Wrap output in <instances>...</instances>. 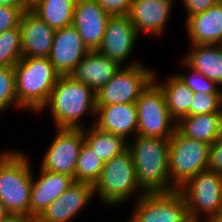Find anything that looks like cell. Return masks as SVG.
I'll return each mask as SVG.
<instances>
[{"label":"cell","mask_w":222,"mask_h":222,"mask_svg":"<svg viewBox=\"0 0 222 222\" xmlns=\"http://www.w3.org/2000/svg\"><path fill=\"white\" fill-rule=\"evenodd\" d=\"M44 112L52 118L54 128L84 129L87 123L84 119L88 116L92 117L88 126L95 124L96 94L90 87L72 76H60L47 103L37 115Z\"/></svg>","instance_id":"6da1fadb"},{"label":"cell","mask_w":222,"mask_h":222,"mask_svg":"<svg viewBox=\"0 0 222 222\" xmlns=\"http://www.w3.org/2000/svg\"><path fill=\"white\" fill-rule=\"evenodd\" d=\"M136 180L144 193L175 191L169 172V139L136 135L127 141Z\"/></svg>","instance_id":"7a4b0ae2"},{"label":"cell","mask_w":222,"mask_h":222,"mask_svg":"<svg viewBox=\"0 0 222 222\" xmlns=\"http://www.w3.org/2000/svg\"><path fill=\"white\" fill-rule=\"evenodd\" d=\"M26 151L0 150V201L10 214L30 215L33 159Z\"/></svg>","instance_id":"3957f363"},{"label":"cell","mask_w":222,"mask_h":222,"mask_svg":"<svg viewBox=\"0 0 222 222\" xmlns=\"http://www.w3.org/2000/svg\"><path fill=\"white\" fill-rule=\"evenodd\" d=\"M13 69L20 113L28 111L36 116L47 103L60 75L49 58H22Z\"/></svg>","instance_id":"277c9868"},{"label":"cell","mask_w":222,"mask_h":222,"mask_svg":"<svg viewBox=\"0 0 222 222\" xmlns=\"http://www.w3.org/2000/svg\"><path fill=\"white\" fill-rule=\"evenodd\" d=\"M95 199L113 209L121 204L137 201L144 192L140 189L135 167L128 149L104 163L99 179L93 185Z\"/></svg>","instance_id":"5b68a950"},{"label":"cell","mask_w":222,"mask_h":222,"mask_svg":"<svg viewBox=\"0 0 222 222\" xmlns=\"http://www.w3.org/2000/svg\"><path fill=\"white\" fill-rule=\"evenodd\" d=\"M191 222H210L222 209V174L206 169L178 189Z\"/></svg>","instance_id":"8992f818"},{"label":"cell","mask_w":222,"mask_h":222,"mask_svg":"<svg viewBox=\"0 0 222 222\" xmlns=\"http://www.w3.org/2000/svg\"><path fill=\"white\" fill-rule=\"evenodd\" d=\"M210 145L182 135L177 129L169 138L171 185L178 190L190 178L208 169Z\"/></svg>","instance_id":"52a82bcc"},{"label":"cell","mask_w":222,"mask_h":222,"mask_svg":"<svg viewBox=\"0 0 222 222\" xmlns=\"http://www.w3.org/2000/svg\"><path fill=\"white\" fill-rule=\"evenodd\" d=\"M154 70L148 64L121 66L96 94V106L135 103L153 81Z\"/></svg>","instance_id":"ba28073f"},{"label":"cell","mask_w":222,"mask_h":222,"mask_svg":"<svg viewBox=\"0 0 222 222\" xmlns=\"http://www.w3.org/2000/svg\"><path fill=\"white\" fill-rule=\"evenodd\" d=\"M138 116L137 135L169 139L176 130L163 91L152 81L135 102Z\"/></svg>","instance_id":"9c48e42d"},{"label":"cell","mask_w":222,"mask_h":222,"mask_svg":"<svg viewBox=\"0 0 222 222\" xmlns=\"http://www.w3.org/2000/svg\"><path fill=\"white\" fill-rule=\"evenodd\" d=\"M132 205L127 222H191L186 201L179 190L144 193Z\"/></svg>","instance_id":"30bf717a"},{"label":"cell","mask_w":222,"mask_h":222,"mask_svg":"<svg viewBox=\"0 0 222 222\" xmlns=\"http://www.w3.org/2000/svg\"><path fill=\"white\" fill-rule=\"evenodd\" d=\"M46 152L41 158L40 169L65 174L74 178L80 148L84 142L83 129L55 127Z\"/></svg>","instance_id":"8fae6325"},{"label":"cell","mask_w":222,"mask_h":222,"mask_svg":"<svg viewBox=\"0 0 222 222\" xmlns=\"http://www.w3.org/2000/svg\"><path fill=\"white\" fill-rule=\"evenodd\" d=\"M139 36L127 15L110 16L101 45L97 51L117 62L120 66L141 64L143 62H140L138 59L132 60L133 56H135L133 54L136 51Z\"/></svg>","instance_id":"7c38bea8"},{"label":"cell","mask_w":222,"mask_h":222,"mask_svg":"<svg viewBox=\"0 0 222 222\" xmlns=\"http://www.w3.org/2000/svg\"><path fill=\"white\" fill-rule=\"evenodd\" d=\"M175 3L171 0H133L127 16L140 36L143 33V36L157 39L165 35Z\"/></svg>","instance_id":"4fadbf2b"},{"label":"cell","mask_w":222,"mask_h":222,"mask_svg":"<svg viewBox=\"0 0 222 222\" xmlns=\"http://www.w3.org/2000/svg\"><path fill=\"white\" fill-rule=\"evenodd\" d=\"M93 185L75 182L37 218L38 222H73L94 200ZM91 202V203H90ZM90 203V204H89Z\"/></svg>","instance_id":"5bb4252c"},{"label":"cell","mask_w":222,"mask_h":222,"mask_svg":"<svg viewBox=\"0 0 222 222\" xmlns=\"http://www.w3.org/2000/svg\"><path fill=\"white\" fill-rule=\"evenodd\" d=\"M88 53L77 29L70 25L55 30L48 58L60 76H69Z\"/></svg>","instance_id":"9a60e30c"},{"label":"cell","mask_w":222,"mask_h":222,"mask_svg":"<svg viewBox=\"0 0 222 222\" xmlns=\"http://www.w3.org/2000/svg\"><path fill=\"white\" fill-rule=\"evenodd\" d=\"M109 17L96 0H76L73 26L89 51L101 45Z\"/></svg>","instance_id":"2e32d148"},{"label":"cell","mask_w":222,"mask_h":222,"mask_svg":"<svg viewBox=\"0 0 222 222\" xmlns=\"http://www.w3.org/2000/svg\"><path fill=\"white\" fill-rule=\"evenodd\" d=\"M38 169V174L33 170L30 190V216L36 218L74 183L68 175Z\"/></svg>","instance_id":"e0dca14e"},{"label":"cell","mask_w":222,"mask_h":222,"mask_svg":"<svg viewBox=\"0 0 222 222\" xmlns=\"http://www.w3.org/2000/svg\"><path fill=\"white\" fill-rule=\"evenodd\" d=\"M19 26L22 39V58H48L55 30L31 9L23 11Z\"/></svg>","instance_id":"ac0fdd59"},{"label":"cell","mask_w":222,"mask_h":222,"mask_svg":"<svg viewBox=\"0 0 222 222\" xmlns=\"http://www.w3.org/2000/svg\"><path fill=\"white\" fill-rule=\"evenodd\" d=\"M95 126L122 136L126 141L133 139L138 131V116L135 103L96 106Z\"/></svg>","instance_id":"d6986e66"},{"label":"cell","mask_w":222,"mask_h":222,"mask_svg":"<svg viewBox=\"0 0 222 222\" xmlns=\"http://www.w3.org/2000/svg\"><path fill=\"white\" fill-rule=\"evenodd\" d=\"M184 23L189 46L222 45V3L189 16Z\"/></svg>","instance_id":"ffe728a7"},{"label":"cell","mask_w":222,"mask_h":222,"mask_svg":"<svg viewBox=\"0 0 222 222\" xmlns=\"http://www.w3.org/2000/svg\"><path fill=\"white\" fill-rule=\"evenodd\" d=\"M120 67L117 62L105 57L97 50L89 51L77 64L70 76L97 92L113 77Z\"/></svg>","instance_id":"44dd1931"},{"label":"cell","mask_w":222,"mask_h":222,"mask_svg":"<svg viewBox=\"0 0 222 222\" xmlns=\"http://www.w3.org/2000/svg\"><path fill=\"white\" fill-rule=\"evenodd\" d=\"M182 60L222 88V45H193Z\"/></svg>","instance_id":"7402d4cb"},{"label":"cell","mask_w":222,"mask_h":222,"mask_svg":"<svg viewBox=\"0 0 222 222\" xmlns=\"http://www.w3.org/2000/svg\"><path fill=\"white\" fill-rule=\"evenodd\" d=\"M176 129L211 146L222 135V112L184 116L176 122Z\"/></svg>","instance_id":"603a6c76"},{"label":"cell","mask_w":222,"mask_h":222,"mask_svg":"<svg viewBox=\"0 0 222 222\" xmlns=\"http://www.w3.org/2000/svg\"><path fill=\"white\" fill-rule=\"evenodd\" d=\"M154 70L153 81L163 91L170 116L177 122L184 116H189V109L194 93L173 73L162 81Z\"/></svg>","instance_id":"cb8c5ba5"},{"label":"cell","mask_w":222,"mask_h":222,"mask_svg":"<svg viewBox=\"0 0 222 222\" xmlns=\"http://www.w3.org/2000/svg\"><path fill=\"white\" fill-rule=\"evenodd\" d=\"M84 142L97 154L103 163L127 149V141L120 135L105 132L95 125L83 129Z\"/></svg>","instance_id":"d4e9b609"},{"label":"cell","mask_w":222,"mask_h":222,"mask_svg":"<svg viewBox=\"0 0 222 222\" xmlns=\"http://www.w3.org/2000/svg\"><path fill=\"white\" fill-rule=\"evenodd\" d=\"M76 0H37L31 10L54 30L73 25Z\"/></svg>","instance_id":"484cf974"},{"label":"cell","mask_w":222,"mask_h":222,"mask_svg":"<svg viewBox=\"0 0 222 222\" xmlns=\"http://www.w3.org/2000/svg\"><path fill=\"white\" fill-rule=\"evenodd\" d=\"M104 163L97 154L83 142L75 171V182H85L94 185L99 179Z\"/></svg>","instance_id":"4316f807"},{"label":"cell","mask_w":222,"mask_h":222,"mask_svg":"<svg viewBox=\"0 0 222 222\" xmlns=\"http://www.w3.org/2000/svg\"><path fill=\"white\" fill-rule=\"evenodd\" d=\"M22 59L20 26L0 33V67L13 68Z\"/></svg>","instance_id":"83f0119b"},{"label":"cell","mask_w":222,"mask_h":222,"mask_svg":"<svg viewBox=\"0 0 222 222\" xmlns=\"http://www.w3.org/2000/svg\"><path fill=\"white\" fill-rule=\"evenodd\" d=\"M181 68L184 72H175L174 74L193 92L204 94H222V88L215 82L205 77L199 71L194 70L182 59ZM185 69V70H184ZM188 71V72H186Z\"/></svg>","instance_id":"f1b7e54d"},{"label":"cell","mask_w":222,"mask_h":222,"mask_svg":"<svg viewBox=\"0 0 222 222\" xmlns=\"http://www.w3.org/2000/svg\"><path fill=\"white\" fill-rule=\"evenodd\" d=\"M15 109L22 110L15 94V73L10 67H0V115Z\"/></svg>","instance_id":"f546056e"},{"label":"cell","mask_w":222,"mask_h":222,"mask_svg":"<svg viewBox=\"0 0 222 222\" xmlns=\"http://www.w3.org/2000/svg\"><path fill=\"white\" fill-rule=\"evenodd\" d=\"M222 112V94L194 93L189 115Z\"/></svg>","instance_id":"4dcf8cb0"},{"label":"cell","mask_w":222,"mask_h":222,"mask_svg":"<svg viewBox=\"0 0 222 222\" xmlns=\"http://www.w3.org/2000/svg\"><path fill=\"white\" fill-rule=\"evenodd\" d=\"M23 11L21 7L0 6V33L18 27Z\"/></svg>","instance_id":"1f68e13d"},{"label":"cell","mask_w":222,"mask_h":222,"mask_svg":"<svg viewBox=\"0 0 222 222\" xmlns=\"http://www.w3.org/2000/svg\"><path fill=\"white\" fill-rule=\"evenodd\" d=\"M110 16L128 15L133 0H96Z\"/></svg>","instance_id":"d6a6232c"},{"label":"cell","mask_w":222,"mask_h":222,"mask_svg":"<svg viewBox=\"0 0 222 222\" xmlns=\"http://www.w3.org/2000/svg\"><path fill=\"white\" fill-rule=\"evenodd\" d=\"M180 1L183 6L182 8L184 9V12L187 14L185 20L189 16L204 12L205 10L219 2V0H179V2Z\"/></svg>","instance_id":"836d02e7"},{"label":"cell","mask_w":222,"mask_h":222,"mask_svg":"<svg viewBox=\"0 0 222 222\" xmlns=\"http://www.w3.org/2000/svg\"><path fill=\"white\" fill-rule=\"evenodd\" d=\"M208 169L222 174V135L209 148Z\"/></svg>","instance_id":"e575fe53"},{"label":"cell","mask_w":222,"mask_h":222,"mask_svg":"<svg viewBox=\"0 0 222 222\" xmlns=\"http://www.w3.org/2000/svg\"><path fill=\"white\" fill-rule=\"evenodd\" d=\"M1 222H38V219L30 215L9 214Z\"/></svg>","instance_id":"d590c367"},{"label":"cell","mask_w":222,"mask_h":222,"mask_svg":"<svg viewBox=\"0 0 222 222\" xmlns=\"http://www.w3.org/2000/svg\"><path fill=\"white\" fill-rule=\"evenodd\" d=\"M0 6L21 7L24 11L31 9V5L26 0H0Z\"/></svg>","instance_id":"8d00e7d4"},{"label":"cell","mask_w":222,"mask_h":222,"mask_svg":"<svg viewBox=\"0 0 222 222\" xmlns=\"http://www.w3.org/2000/svg\"><path fill=\"white\" fill-rule=\"evenodd\" d=\"M10 213L6 209L5 205L0 201V222L6 218Z\"/></svg>","instance_id":"74e56055"},{"label":"cell","mask_w":222,"mask_h":222,"mask_svg":"<svg viewBox=\"0 0 222 222\" xmlns=\"http://www.w3.org/2000/svg\"><path fill=\"white\" fill-rule=\"evenodd\" d=\"M210 222H222V209L220 212H218Z\"/></svg>","instance_id":"f35d334b"},{"label":"cell","mask_w":222,"mask_h":222,"mask_svg":"<svg viewBox=\"0 0 222 222\" xmlns=\"http://www.w3.org/2000/svg\"><path fill=\"white\" fill-rule=\"evenodd\" d=\"M31 6L37 1V0H26Z\"/></svg>","instance_id":"ab89813d"}]
</instances>
